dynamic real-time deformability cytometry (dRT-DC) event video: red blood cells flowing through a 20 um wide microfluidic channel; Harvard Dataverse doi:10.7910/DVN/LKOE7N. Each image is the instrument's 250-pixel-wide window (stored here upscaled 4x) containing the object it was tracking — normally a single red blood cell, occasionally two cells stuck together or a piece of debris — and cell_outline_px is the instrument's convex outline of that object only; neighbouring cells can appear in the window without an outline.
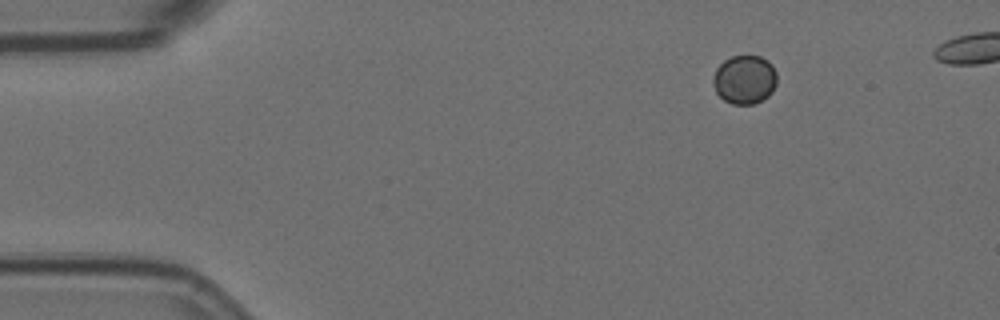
{"species": "Egyptian fruit bat (a non-hibernating species)", "species_latin": "Rousettus aegyptiacus", "temperature_condition": "room temperature", "stored_images_in_passage": 10, "camera_frame_rate_fps": 3000, "um_per_image_px": 0.085, "animal": {"sex": "female"}, "frame": {"image": 1, "passage_image": 1, "time_ms": 0.0, "image_size_px": [1000, 320], "cell_outline_px": [[776, 84], [772, 92], [768, 96], [752, 104], [732, 104], [724, 100], [716, 92], [712, 80], [712, 76], [716, 68], [724, 60], [732, 56], [760, 56], [768, 60], [772, 64], [776, 72]], "centroid_in_image_um": [63.28, 6.75], "position_along_channel_um": 21.7, "area_um2": 18.21}}
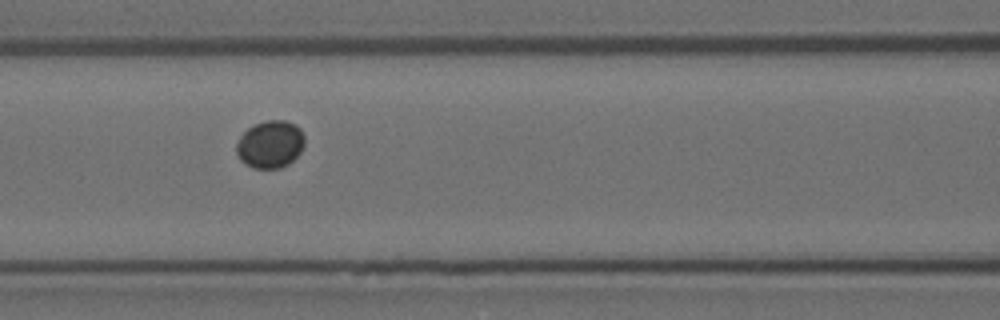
{"frame": {"image": 2, "passage_image": 6, "time_ms": 1.667, "image_size_px": [1000, 320], "cell_outline_px": [[304, 144], [300, 152], [288, 164], [280, 168], [252, 168], [244, 164], [240, 160], [236, 152], [236, 144], [240, 136], [248, 128], [256, 124], [268, 120], [284, 120], [296, 124], [300, 128], [304, 136]], "centroid_in_image_um": [22.96, 12.27], "position_along_channel_um": 143.6, "area_um2": 18.9}}
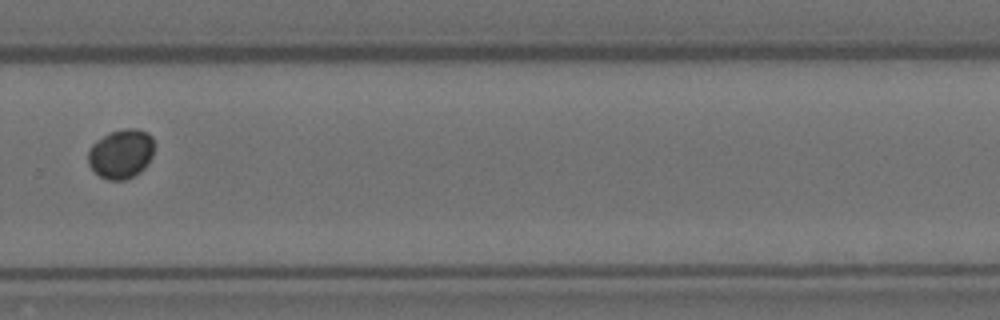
{"frame": {"image": 3, "passage_image": 10, "time_ms": 3.0, "image_size_px": [1000, 320], "cell_outline_px": [[156, 144], [152, 156], [148, 164], [140, 172], [124, 180], [108, 180], [100, 176], [88, 164], [88, 152], [92, 144], [96, 140], [112, 132], [124, 128], [136, 128], [148, 132], [152, 136]], "centroid_in_image_um": [10.33, 13.06], "position_along_channel_um": 319.5, "area_um2": 19.19}}